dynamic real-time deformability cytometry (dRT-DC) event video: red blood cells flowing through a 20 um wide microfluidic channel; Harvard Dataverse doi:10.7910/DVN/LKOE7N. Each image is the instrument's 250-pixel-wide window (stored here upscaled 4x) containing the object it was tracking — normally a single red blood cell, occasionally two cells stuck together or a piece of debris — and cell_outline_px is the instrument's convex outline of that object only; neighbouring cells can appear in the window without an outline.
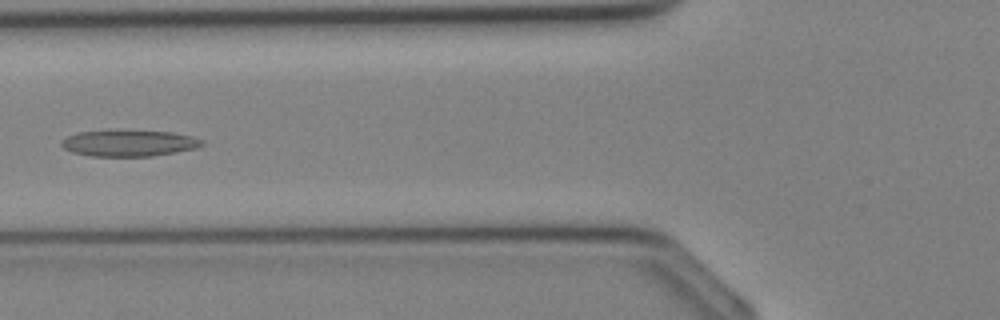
{"species": "Egyptian fruit bat (a non-hibernating species)", "species_latin": "Rousettus aegyptiacus", "temperature_condition": "cold", "stored_images_in_passage": 26, "camera_frame_rate_fps": 3000, "um_per_image_px": 0.085, "animal": {"sex": "female"}, "frame": {"image": 1, "passage_image": 9, "time_ms": 2.667, "image_size_px": [1000, 320], "cell_outline_px": [[204, 144], [196, 148], [176, 152], [152, 156], [88, 156], [72, 152], [64, 148], [60, 144], [60, 140], [76, 132], [108, 128], [116, 128], [172, 132], [192, 136], [204, 140]], "centroid_in_image_um": [10.91, 12.12], "position_along_channel_um": 114.9, "area_um2": 22.54}}
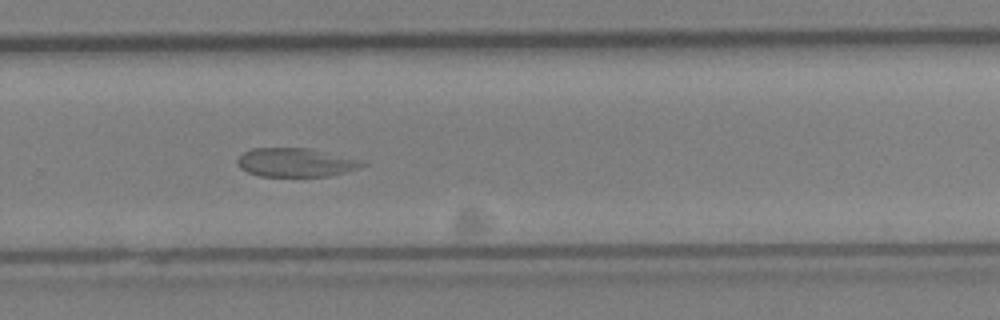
{"frame": {"image": 2, "passage_image": 19, "time_ms": 6.0, "image_size_px": [1000, 320], "cell_outline_px": [[368, 164], [360, 168], [328, 176], [256, 176], [240, 168], [236, 164], [236, 160], [244, 152], [252, 148], [308, 148], [368, 160]], "centroid_in_image_um": [25.19, 13.8], "position_along_channel_um": 304.6, "area_um2": 21.27}}
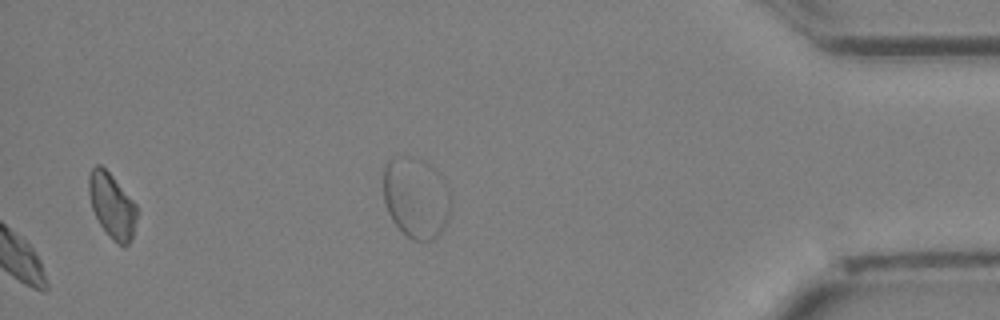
{"frame": {"image": 3, "passage_image": 26, "time_ms": 8.333, "image_size_px": [1000, 320], "cell_outline_px": [[136, 216], [132, 236], [128, 244], [124, 248], [112, 240], [100, 224], [92, 208], [88, 192], [88, 176], [92, 168], [96, 164], [100, 164], [112, 176], [136, 204]], "centroid_in_image_um": [9.49, 17.48], "position_along_channel_um": 425.7, "area_um2": 17.92}}